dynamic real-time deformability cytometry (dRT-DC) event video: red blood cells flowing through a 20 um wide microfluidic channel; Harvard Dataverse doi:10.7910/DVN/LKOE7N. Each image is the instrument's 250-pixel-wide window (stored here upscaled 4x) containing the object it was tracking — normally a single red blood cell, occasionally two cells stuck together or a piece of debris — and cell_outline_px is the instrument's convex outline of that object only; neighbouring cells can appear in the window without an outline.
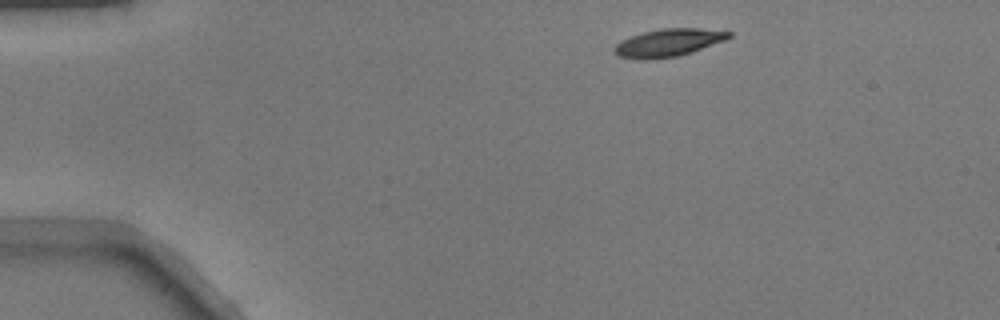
{"species": "common noctule bat (a hibernating species)", "species_latin": "Nyctalus noctula", "temperature_condition": "warm", "stored_images_in_passage": 43, "camera_frame_rate_fps": 3000, "um_per_image_px": 0.085, "animal": {"sex": "male", "body_mass_g": 17.9}, "frame": {"image": 1, "passage_image": 1, "time_ms": 0.0, "image_size_px": [1000, 320], "cell_outline_px": [[732, 36], [724, 40], [692, 52], [676, 56], [648, 60], [640, 60], [616, 56], [612, 52], [612, 48], [620, 40], [644, 32], [664, 28], [700, 28], [732, 32]], "centroid_in_image_um": [56.75, 3.64], "position_along_channel_um": 28.3, "area_um2": 18.55}}
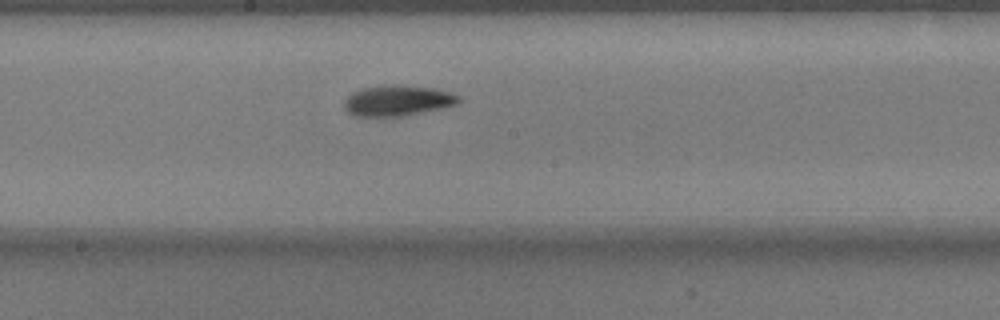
{"frame": {"image": 2, "passage_image": 20, "time_ms": 6.333, "image_size_px": [1000, 320], "cell_outline_px": [[460, 100], [456, 104], [444, 108], [400, 116], [356, 116], [348, 112], [344, 108], [344, 100], [352, 92], [364, 88], [432, 88], [448, 92], [460, 96]], "centroid_in_image_um": [33.78, 8.61], "position_along_channel_um": 214.4, "area_um2": 19.25}}
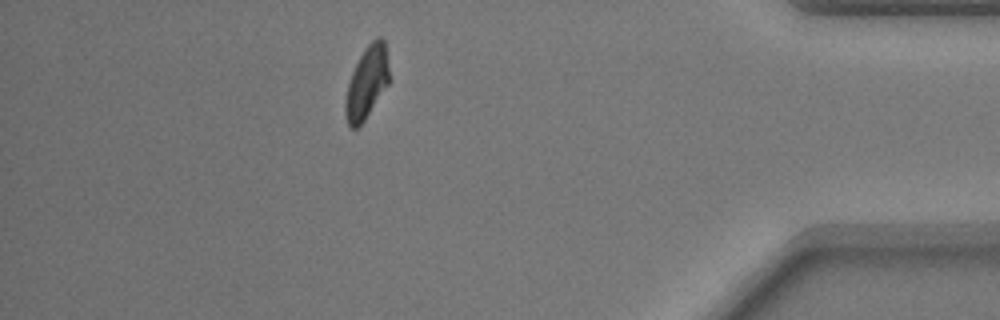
{"frame": {"image": 3, "passage_image": 37, "time_ms": 12.0, "image_size_px": [1000, 320], "cell_outline_px": [[388, 84], [364, 120], [356, 128], [348, 128], [344, 112], [344, 100], [348, 84], [352, 72], [364, 48], [372, 40], [380, 36], [384, 40], [388, 64]], "centroid_in_image_um": [31.14, 7.03], "position_along_channel_um": 404.1, "area_um2": 18.26}}